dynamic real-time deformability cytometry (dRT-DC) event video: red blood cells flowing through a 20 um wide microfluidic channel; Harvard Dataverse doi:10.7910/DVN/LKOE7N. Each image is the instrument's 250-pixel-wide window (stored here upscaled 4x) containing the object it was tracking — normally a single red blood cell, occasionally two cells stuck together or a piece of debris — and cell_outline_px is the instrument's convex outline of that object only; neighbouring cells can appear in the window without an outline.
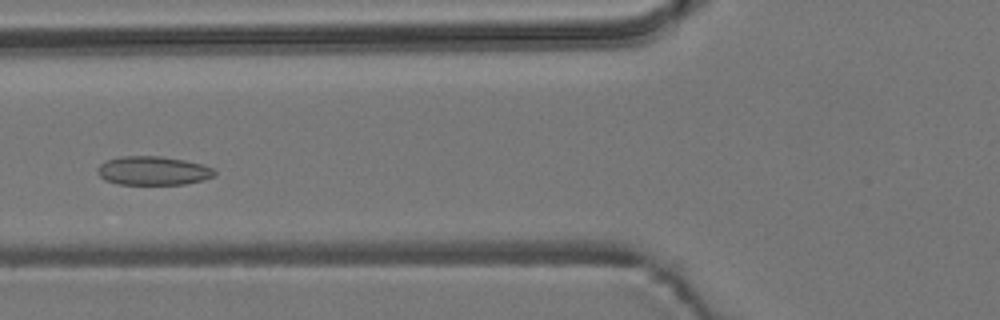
{"species": "common noctule bat (a hibernating species)", "species_latin": "Nyctalus noctula", "temperature_condition": "room temperature", "stored_images_in_passage": 4, "camera_frame_rate_fps": 3000, "um_per_image_px": 0.085, "animal": {"sex": "male", "body_mass_g": 19.2, "forearm_length_mm": 51.8}, "frame": {"image": 1, "passage_image": 4, "time_ms": 3.667, "image_size_px": [1000, 320], "cell_outline_px": [[216, 176], [184, 184], [116, 184], [104, 180], [96, 172], [96, 168], [104, 160], [124, 156], [160, 156], [184, 160], [204, 164], [216, 168]], "centroid_in_image_um": [13.0, 14.5], "position_along_channel_um": 112.8, "area_um2": 19.88}}